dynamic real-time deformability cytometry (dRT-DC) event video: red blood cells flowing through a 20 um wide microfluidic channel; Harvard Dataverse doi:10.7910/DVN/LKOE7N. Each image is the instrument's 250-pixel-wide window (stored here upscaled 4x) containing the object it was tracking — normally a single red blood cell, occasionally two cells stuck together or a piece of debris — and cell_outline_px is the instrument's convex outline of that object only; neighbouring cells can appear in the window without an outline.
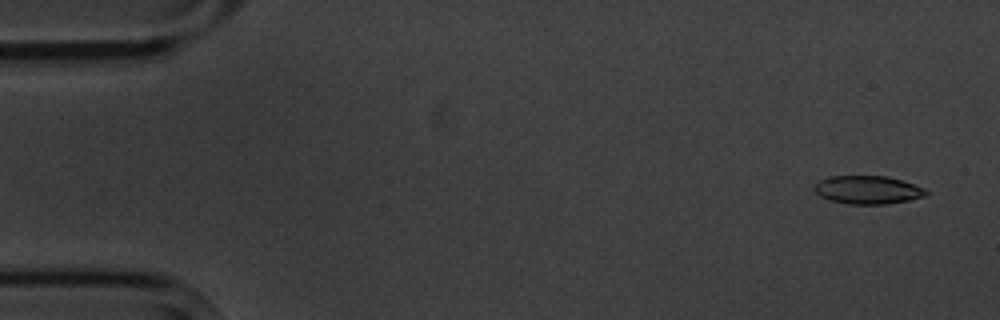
{"species": "common noctule bat (a hibernating species)", "species_latin": "Nyctalus noctula", "temperature_condition": "cold", "stored_images_in_passage": 4, "camera_frame_rate_fps": 3000, "um_per_image_px": 0.085, "animal": {"sex": "male", "body_mass_g": 20.1, "forearm_length_mm": 53.5}, "frame": {"image": 1, "passage_image": 1, "time_ms": 0.0, "image_size_px": [1000, 320], "cell_outline_px": [[928, 192], [924, 196], [908, 200], [888, 204], [848, 204], [828, 200], [820, 196], [812, 188], [820, 180], [828, 176], [884, 176], [900, 180], [924, 188]], "centroid_in_image_um": [73.71, 16.14], "position_along_channel_um": 11.3, "area_um2": 18.26}}